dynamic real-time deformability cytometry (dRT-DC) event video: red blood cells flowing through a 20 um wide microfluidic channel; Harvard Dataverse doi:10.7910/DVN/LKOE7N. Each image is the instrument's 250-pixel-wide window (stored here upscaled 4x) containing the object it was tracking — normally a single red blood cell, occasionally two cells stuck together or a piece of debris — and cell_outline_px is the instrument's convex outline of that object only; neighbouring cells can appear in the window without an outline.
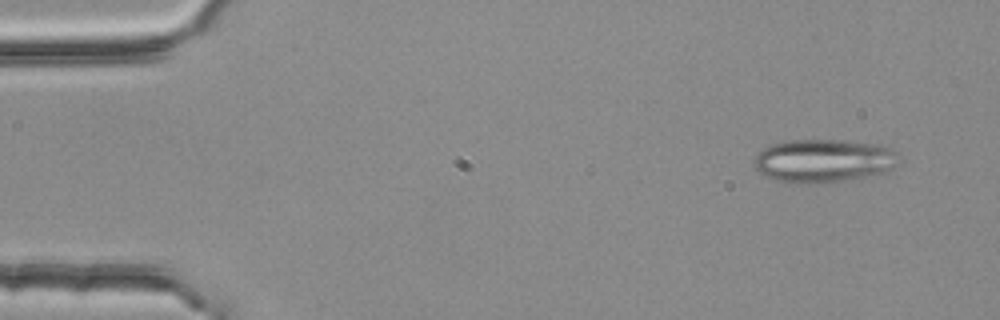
{"species": "common noctule bat (a hibernating species)", "species_latin": "Nyctalus noctula", "temperature_condition": "room temperature", "stored_images_in_passage": 3, "camera_frame_rate_fps": 3000, "um_per_image_px": 0.085, "animal": {"sex": "female", "body_mass_g": 25.1}, "frame": {"image": 1, "passage_image": 1, "time_ms": 0.0, "image_size_px": [1000, 320], "cell_outline_px": [[896, 152], [892, 168], [884, 172], [864, 176], [840, 180], [804, 184], [788, 184], [764, 176], [756, 168], [756, 156], [764, 148], [772, 144], [784, 140], [844, 140], [880, 144]], "centroid_in_image_um": [69.93, 13.65], "position_along_channel_um": 15.1, "area_um2": 35.95}}